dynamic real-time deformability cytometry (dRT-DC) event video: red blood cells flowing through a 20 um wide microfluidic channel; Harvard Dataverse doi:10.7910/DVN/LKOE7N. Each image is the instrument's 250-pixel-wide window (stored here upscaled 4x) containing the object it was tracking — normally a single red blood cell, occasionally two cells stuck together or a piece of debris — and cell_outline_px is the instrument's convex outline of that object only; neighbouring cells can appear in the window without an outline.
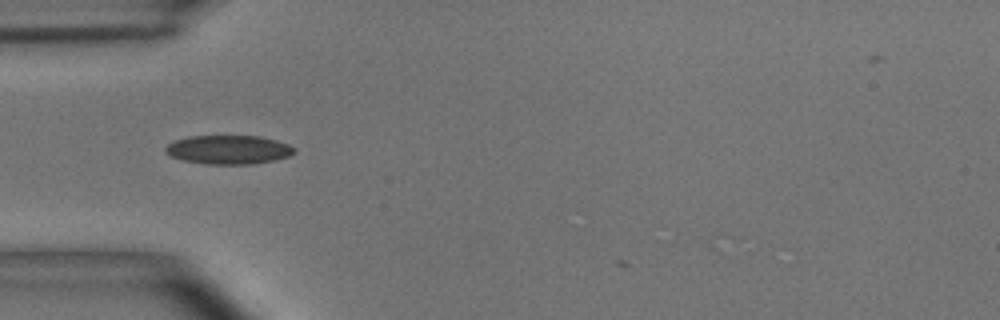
{"species": "common noctule bat (a hibernating species)", "species_latin": "Nyctalus noctula", "temperature_condition": "room temperature", "stored_images_in_passage": 7, "camera_frame_rate_fps": 3000, "um_per_image_px": 0.085, "animal": {"sex": "male", "body_mass_g": 15.6}, "frame": {"image": 1, "passage_image": 4, "time_ms": 1.0, "image_size_px": [1000, 320], "cell_outline_px": [[296, 152], [288, 156], [272, 160], [252, 164], [204, 164], [180, 160], [168, 156], [164, 152], [164, 148], [168, 144], [176, 140], [188, 136], [260, 136], [276, 140], [288, 144], [296, 148]], "centroid_in_image_um": [19.38, 12.72], "position_along_channel_um": 65.6, "area_um2": 21.85}}